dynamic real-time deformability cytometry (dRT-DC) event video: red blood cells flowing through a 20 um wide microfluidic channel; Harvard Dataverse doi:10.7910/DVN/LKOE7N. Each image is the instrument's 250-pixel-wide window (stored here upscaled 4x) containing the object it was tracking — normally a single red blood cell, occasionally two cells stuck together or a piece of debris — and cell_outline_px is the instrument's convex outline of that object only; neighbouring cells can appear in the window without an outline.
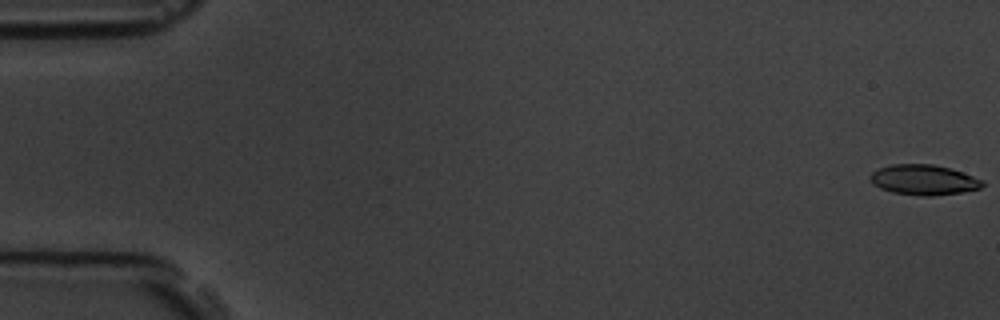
{"species": "common noctule bat (a hibernating species)", "species_latin": "Nyctalus noctula", "temperature_condition": "room temperature", "stored_images_in_passage": 6, "camera_frame_rate_fps": 3000, "um_per_image_px": 0.085, "animal": {"sex": "male", "body_mass_g": 19.5, "forearm_length_mm": 54.6}, "frame": {"image": 1, "passage_image": 1, "time_ms": 0.0, "image_size_px": [1000, 320], "cell_outline_px": [[984, 184], [980, 188], [964, 192], [932, 196], [924, 196], [892, 192], [880, 188], [872, 184], [868, 176], [872, 172], [880, 168], [892, 164], [932, 164], [952, 168], [984, 180]], "centroid_in_image_um": [78.52, 15.28], "position_along_channel_um": 6.5, "area_um2": 19.94}}
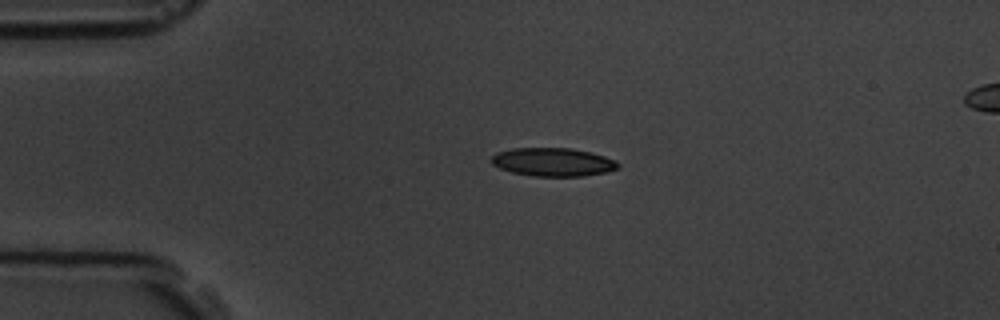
{"frame": {"image": 2, "passage_image": 4, "time_ms": 4.0, "image_size_px": [1000, 320], "cell_outline_px": [[620, 164], [616, 168], [608, 172], [584, 176], [532, 176], [512, 172], [500, 168], [492, 164], [488, 160], [496, 152], [512, 148], [572, 148], [592, 152], [604, 156]], "centroid_in_image_um": [46.96, 13.77], "position_along_channel_um": 38.0, "area_um2": 21.04}}